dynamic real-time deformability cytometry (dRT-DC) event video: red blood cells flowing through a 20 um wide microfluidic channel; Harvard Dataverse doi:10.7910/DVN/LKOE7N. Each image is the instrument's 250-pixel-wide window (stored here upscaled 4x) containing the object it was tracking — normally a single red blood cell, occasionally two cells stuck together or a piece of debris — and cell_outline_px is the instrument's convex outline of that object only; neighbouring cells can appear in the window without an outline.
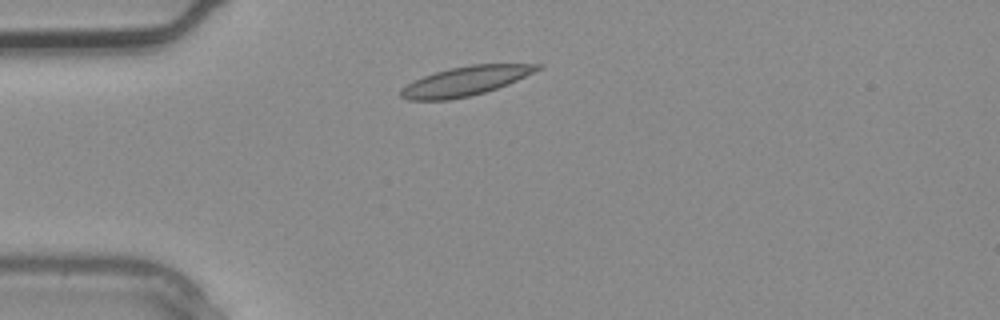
{"species": "common noctule bat (a hibernating species)", "species_latin": "Nyctalus noctula", "temperature_condition": "warm", "stored_images_in_passage": 1, "camera_frame_rate_fps": 3000, "um_per_image_px": 0.085, "animal": {"sex": "male", "body_mass_g": 20.4}, "frame": {"image": 1, "passage_image": 1, "time_ms": 0.0, "image_size_px": [1000, 320], "cell_outline_px": [[544, 68], [508, 84], [484, 92], [468, 96], [448, 100], [408, 100], [400, 96], [400, 92], [408, 84], [424, 76], [436, 72], [452, 68], [472, 64], [544, 64]], "centroid_in_image_um": [39.62, 6.88], "position_along_channel_um": 45.4, "area_um2": 22.95}}